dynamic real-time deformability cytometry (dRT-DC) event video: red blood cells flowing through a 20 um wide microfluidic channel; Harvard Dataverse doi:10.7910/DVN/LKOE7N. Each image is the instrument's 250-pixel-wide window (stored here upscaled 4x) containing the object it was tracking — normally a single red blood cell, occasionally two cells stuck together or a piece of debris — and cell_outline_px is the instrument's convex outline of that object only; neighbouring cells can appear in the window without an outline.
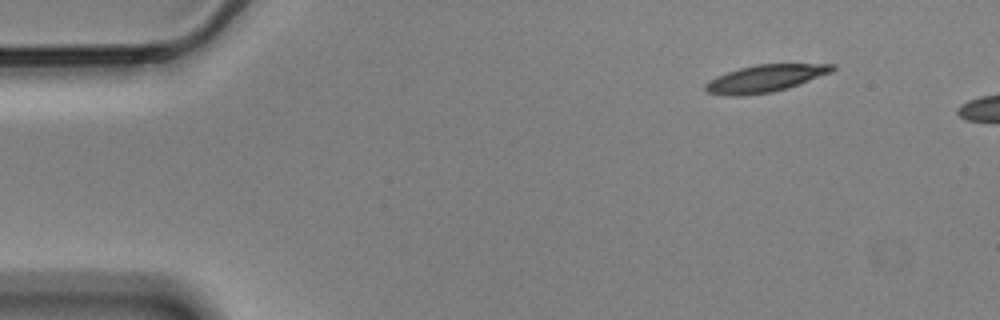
{"species": "Egyptian fruit bat (a non-hibernating species)", "species_latin": "Rousettus aegyptiacus", "temperature_condition": "cold", "stored_images_in_passage": 6, "camera_frame_rate_fps": 3000, "um_per_image_px": 0.085, "animal": {"sex": "male"}, "frame": {"image": 1, "passage_image": 1, "time_ms": 0.0, "image_size_px": [1000, 320], "cell_outline_px": [[836, 68], [832, 72], [788, 88], [772, 92], [740, 96], [728, 96], [704, 92], [704, 84], [708, 80], [716, 76], [740, 68], [756, 64], [836, 64]], "centroid_in_image_um": [65.0, 6.67], "position_along_channel_um": 20.0, "area_um2": 20.23}}